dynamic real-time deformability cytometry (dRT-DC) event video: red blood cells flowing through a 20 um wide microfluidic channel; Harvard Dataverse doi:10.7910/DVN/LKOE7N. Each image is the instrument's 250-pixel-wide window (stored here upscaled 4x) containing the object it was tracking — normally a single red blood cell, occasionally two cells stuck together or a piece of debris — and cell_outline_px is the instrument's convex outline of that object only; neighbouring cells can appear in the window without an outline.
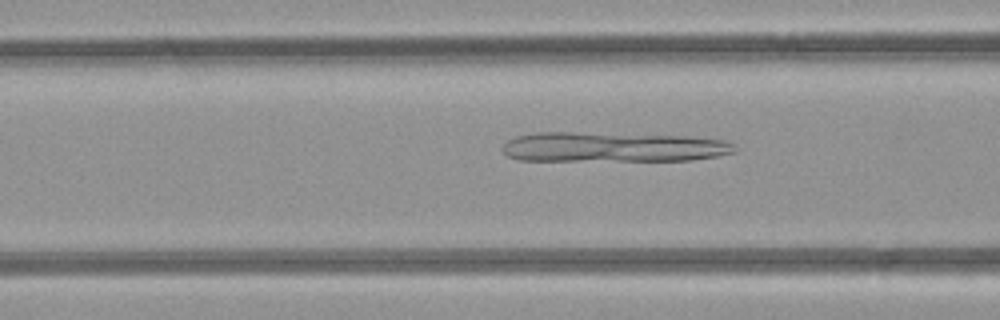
{"species": "common noctule bat (a hibernating species)", "species_latin": "Nyctalus noctula", "temperature_condition": "room temperature", "stored_images_in_passage": 6, "camera_frame_rate_fps": 3000, "um_per_image_px": 0.085, "animal": {"sex": "female", "body_mass_g": 21.9}, "frame": {"image": 1, "passage_image": 6, "time_ms": 6.667, "image_size_px": [1000, 320], "cell_outline_px": [[736, 152], [716, 156], [692, 160], [520, 160], [508, 156], [500, 148], [508, 140], [516, 136], [536, 132], [572, 132], [692, 136], [728, 140], [736, 148]], "centroid_in_image_um": [52.12, 12.49], "position_along_channel_um": 114.5, "area_um2": 40.58}}